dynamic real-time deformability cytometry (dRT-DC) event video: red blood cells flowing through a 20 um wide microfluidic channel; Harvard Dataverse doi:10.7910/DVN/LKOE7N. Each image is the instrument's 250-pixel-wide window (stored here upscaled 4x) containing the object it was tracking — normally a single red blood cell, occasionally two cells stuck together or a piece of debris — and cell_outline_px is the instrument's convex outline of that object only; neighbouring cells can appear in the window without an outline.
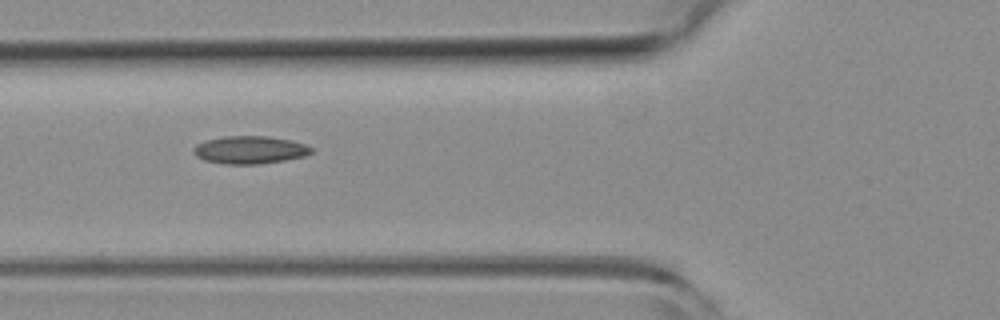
{"species": "common noctule bat (a hibernating species)", "species_latin": "Nyctalus noctula", "temperature_condition": "room temperature", "stored_images_in_passage": 7, "camera_frame_rate_fps": 3000, "um_per_image_px": 0.085, "animal": {"sex": "female", "body_mass_g": 19.3, "forearm_length_mm": 54.1}, "frame": {"image": 1, "passage_image": 2, "time_ms": 0.333, "image_size_px": [1000, 320], "cell_outline_px": [[312, 152], [304, 156], [284, 160], [256, 164], [224, 164], [204, 160], [196, 156], [192, 152], [192, 148], [196, 144], [204, 140], [224, 136], [268, 136], [292, 140], [304, 144], [312, 148]], "centroid_in_image_um": [21.18, 12.73], "position_along_channel_um": 104.6, "area_um2": 19.13}}
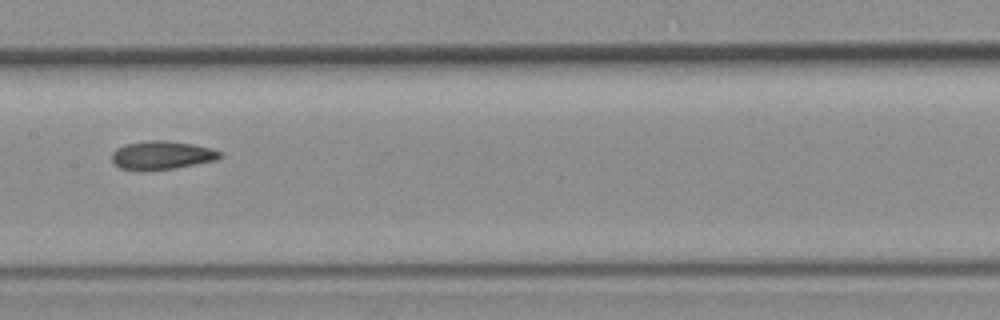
{"frame": {"image": 2, "passage_image": 4, "time_ms": 1.0, "image_size_px": [1000, 320], "cell_outline_px": [[220, 156], [216, 160], [172, 168], [144, 172], [120, 168], [112, 160], [112, 152], [116, 148], [124, 144], [148, 140], [168, 140], [192, 144], [212, 148], [220, 152]], "centroid_in_image_um": [13.69, 13.19], "position_along_channel_um": 193.7, "area_um2": 18.03}}
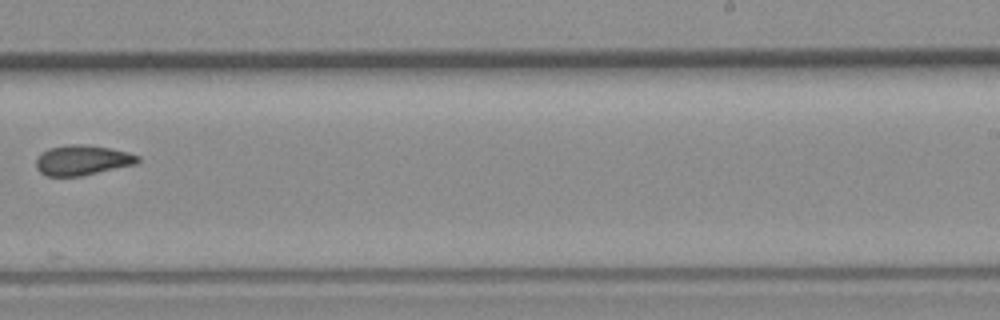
{"frame": {"image": 3, "passage_image": 6, "time_ms": 1.667, "image_size_px": [1000, 320], "cell_outline_px": [[140, 160], [136, 164], [80, 176], [44, 176], [36, 168], [36, 160], [48, 148], [68, 144], [84, 144], [108, 148], [128, 152], [140, 156]], "centroid_in_image_um": [7.0, 13.62], "position_along_channel_um": 282.0, "area_um2": 17.74}}